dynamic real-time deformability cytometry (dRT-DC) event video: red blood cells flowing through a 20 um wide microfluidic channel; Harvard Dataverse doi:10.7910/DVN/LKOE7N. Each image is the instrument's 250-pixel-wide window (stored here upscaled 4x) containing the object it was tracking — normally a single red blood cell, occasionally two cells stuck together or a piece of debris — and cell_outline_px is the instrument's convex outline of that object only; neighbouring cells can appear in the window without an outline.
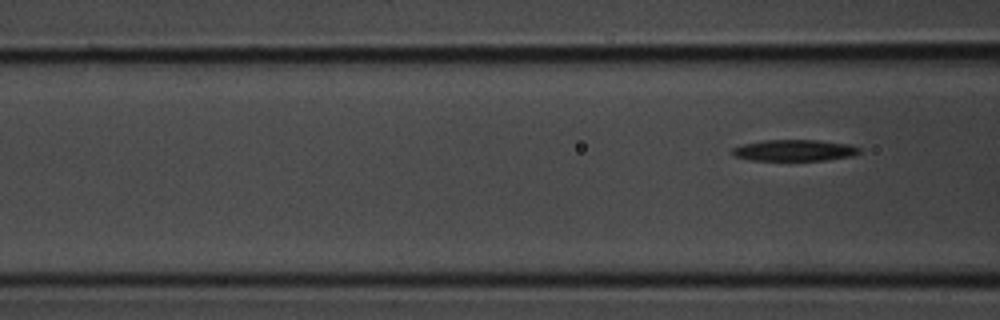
{"species": "common noctule bat (a hibernating species)", "species_latin": "Nyctalus noctula", "temperature_condition": "room temperature", "stored_images_in_passage": 5, "segment_of_instrument_passage": [2, 2], "camera_frame_rate_fps": 3000, "um_per_image_px": 0.085, "animal": {"sex": "male", "body_mass_g": 20.1, "forearm_length_mm": 53.5}, "frame": {"image": 1, "passage_image": 5, "time_ms": 1.333, "image_size_px": [1000, 320], "cell_outline_px": [[860, 152], [852, 156], [824, 160], [748, 160], [732, 156], [728, 152], [732, 148], [744, 144], [764, 140], [816, 140], [848, 144], [860, 148]], "centroid_in_image_um": [67.45, 12.78], "position_along_channel_um": 99.2, "area_um2": 15.84}}